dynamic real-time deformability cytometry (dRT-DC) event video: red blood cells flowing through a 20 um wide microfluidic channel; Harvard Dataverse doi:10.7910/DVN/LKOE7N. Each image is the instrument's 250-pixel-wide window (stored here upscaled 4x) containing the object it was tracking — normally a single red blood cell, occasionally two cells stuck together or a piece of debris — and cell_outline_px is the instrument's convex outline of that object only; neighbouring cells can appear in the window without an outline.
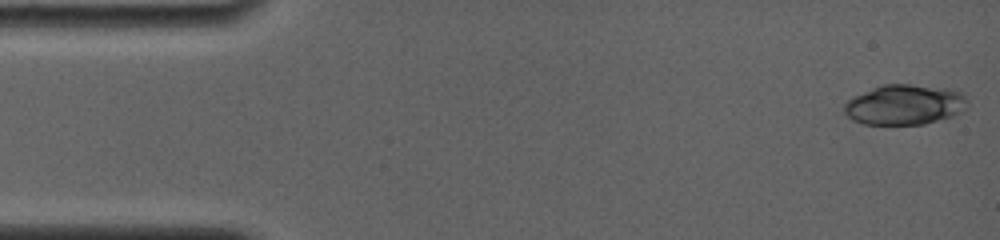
{"species": "common noctule bat (a hibernating species)", "species_latin": "Nyctalus noctula", "temperature_condition": "room temperature", "stored_images_in_passage": 8, "camera_frame_rate_fps": 4000, "um_per_image_px": 0.085, "animal": {"sex": "female", "body_mass_g": 19.0, "forearm_length_mm": 56.7}, "frame": {"image": 1, "passage_image": 1, "time_ms": 0.0, "image_size_px": [1000, 240], "cell_outline_px": [[968, 100], [964, 108], [960, 112], [952, 116], [924, 124], [864, 124], [852, 120], [844, 112], [844, 104], [852, 96], [872, 88], [884, 84], [912, 84], [944, 88], [964, 92]], "centroid_in_image_um": [76.88, 8.89], "position_along_channel_um": 8.1, "area_um2": 28.9}}
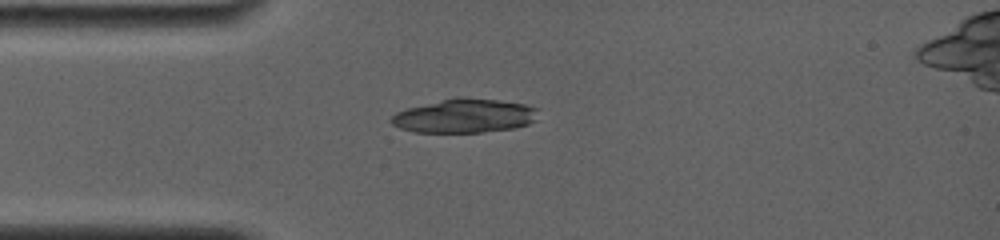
{"frame": {"image": 2, "passage_image": 7, "time_ms": 3.75, "image_size_px": [1000, 240], "cell_outline_px": [[540, 108], [536, 120], [528, 124], [516, 128], [480, 132], [412, 132], [400, 128], [392, 124], [392, 116], [396, 112], [408, 108], [456, 96], [460, 96], [496, 100], [524, 104]], "centroid_in_image_um": [39.53, 9.84], "position_along_channel_um": 45.5, "area_um2": 29.13}}